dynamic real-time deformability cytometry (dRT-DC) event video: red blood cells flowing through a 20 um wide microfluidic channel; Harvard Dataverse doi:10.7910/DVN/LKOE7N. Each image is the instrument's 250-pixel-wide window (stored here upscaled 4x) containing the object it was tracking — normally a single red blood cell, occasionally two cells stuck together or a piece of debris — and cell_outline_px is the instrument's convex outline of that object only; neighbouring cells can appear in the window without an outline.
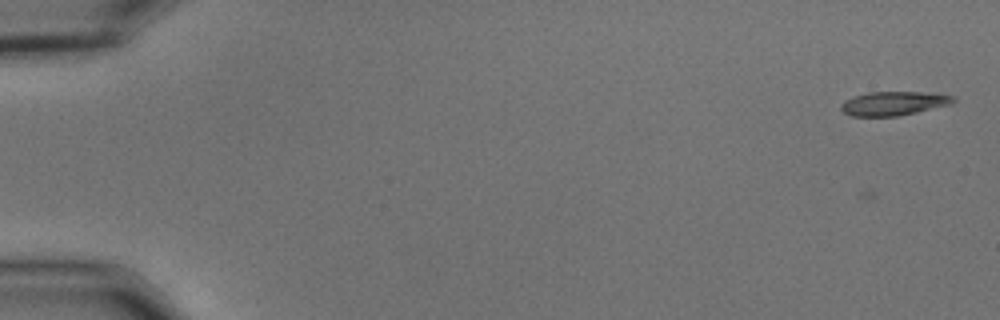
{"species": "common noctule bat (a hibernating species)", "species_latin": "Nyctalus noctula", "temperature_condition": "cold", "stored_images_in_passage": 48, "camera_frame_rate_fps": 3000, "um_per_image_px": 0.085, "animal": {"sex": "male", "body_mass_g": 15.6}, "frame": {"image": 1, "passage_image": 1, "time_ms": 0.0, "image_size_px": [1000, 320], "cell_outline_px": [[956, 100], [952, 104], [900, 116], [852, 116], [844, 112], [840, 108], [840, 104], [844, 100], [852, 96], [868, 92], [936, 92], [956, 96]], "centroid_in_image_um": [76.0, 8.78], "position_along_channel_um": 9.0, "area_um2": 16.01}}
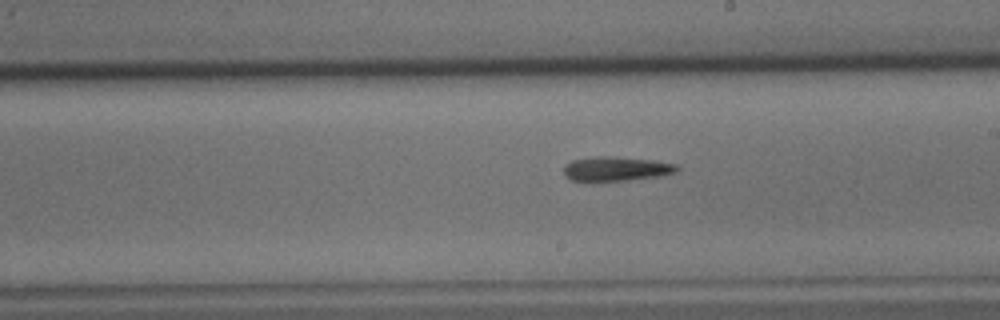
{"frame": {"image": 2, "passage_image": 32, "time_ms": 10.333, "image_size_px": [1000, 320], "cell_outline_px": [[680, 168], [676, 172], [660, 176], [628, 180], [592, 184], [572, 180], [564, 176], [564, 164], [572, 160], [596, 156], [612, 156], [652, 160], [680, 164]], "centroid_in_image_um": [52.33, 14.38], "position_along_channel_um": 236.7, "area_um2": 16.88}}
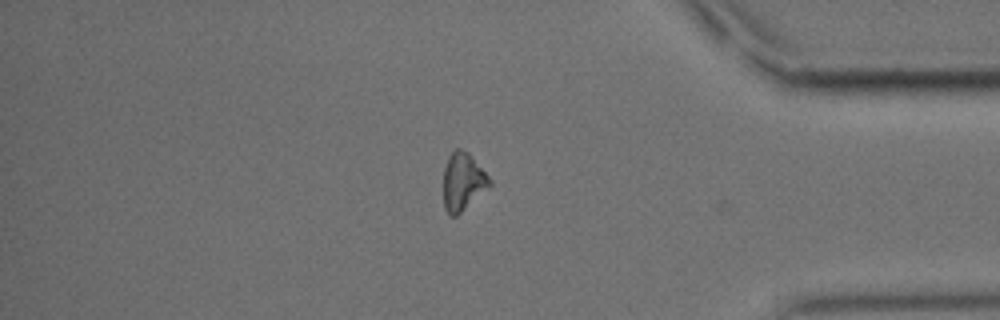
{"frame": {"image": 3, "passage_image": 47, "time_ms": 15.333, "image_size_px": [1000, 320], "cell_outline_px": [[492, 184], [456, 216], [448, 216], [444, 208], [444, 168], [448, 156], [456, 148], [460, 148], [468, 152], [492, 180]], "centroid_in_image_um": [39.33, 15.43], "position_along_channel_um": 395.9, "area_um2": 15.43}, "authors_computed_cell_mechanics": {"area_um2": 16.0106, "velocity_mm_per_s": 3.6439, "shape_relaxation_time_tau1_ms": 9.9566, "shape_relaxation_time_tau2_ms": null, "deformation_change_tau1": 0.2194, "deformation_change_tau2": null}}